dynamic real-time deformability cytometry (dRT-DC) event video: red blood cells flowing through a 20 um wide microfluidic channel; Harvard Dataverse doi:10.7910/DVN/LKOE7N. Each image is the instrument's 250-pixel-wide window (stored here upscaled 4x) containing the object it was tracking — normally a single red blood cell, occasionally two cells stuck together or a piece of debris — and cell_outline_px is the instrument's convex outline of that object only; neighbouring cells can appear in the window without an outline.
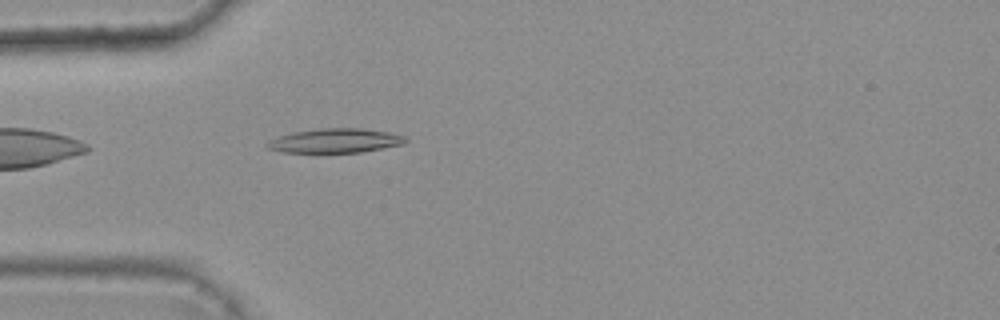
{"species": "common noctule bat (a hibernating species)", "species_latin": "Nyctalus noctula", "temperature_condition": "warm", "stored_images_in_passage": 3, "camera_frame_rate_fps": 3000, "um_per_image_px": 0.085, "animal": {"sex": "female", "body_mass_g": 25.1}, "frame": {"image": 1, "passage_image": 3, "time_ms": 0.667, "image_size_px": [1000, 320], "cell_outline_px": [[408, 140], [404, 144], [360, 152], [280, 152], [264, 148], [264, 144], [268, 140], [292, 132], [320, 128], [360, 128], [388, 132], [404, 136]], "centroid_in_image_um": [28.43, 11.96], "position_along_channel_um": 56.6, "area_um2": 19.59}}